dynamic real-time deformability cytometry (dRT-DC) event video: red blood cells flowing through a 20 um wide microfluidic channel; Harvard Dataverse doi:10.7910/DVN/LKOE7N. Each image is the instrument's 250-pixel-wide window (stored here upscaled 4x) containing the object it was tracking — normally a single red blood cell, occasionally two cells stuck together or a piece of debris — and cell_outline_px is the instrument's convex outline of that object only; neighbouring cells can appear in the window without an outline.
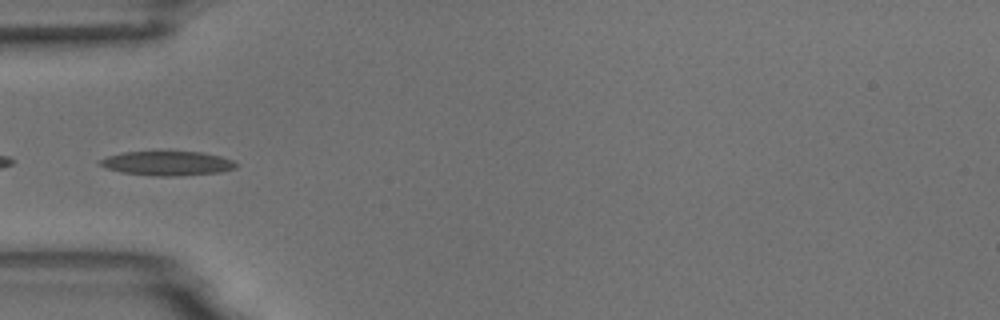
{"species": "common noctule bat (a hibernating species)", "species_latin": "Nyctalus noctula", "temperature_condition": "room temperature", "stored_images_in_passage": 9, "camera_frame_rate_fps": 3000, "um_per_image_px": 0.085, "animal": {"sex": "male", "body_mass_g": 18.8}, "frame": {"image": 1, "passage_image": 4, "time_ms": 3.667, "image_size_px": [1000, 320], "cell_outline_px": [[236, 168], [220, 172], [176, 176], [152, 176], [120, 172], [108, 168], [100, 164], [100, 160], [108, 156], [124, 152], [200, 152], [220, 156], [232, 160], [236, 164]], "centroid_in_image_um": [14.23, 13.89], "position_along_channel_um": 70.8, "area_um2": 19.02}}
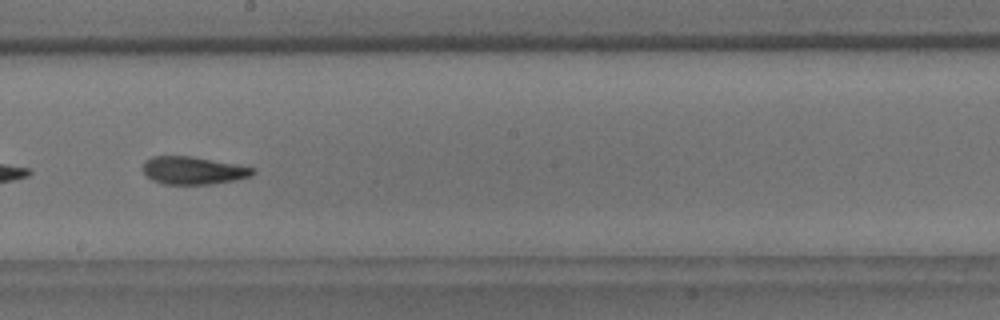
{"frame": {"image": 2, "passage_image": 8, "time_ms": 8.0, "image_size_px": [1000, 320], "cell_outline_px": [[256, 172], [252, 176], [236, 180], [212, 184], [164, 184], [152, 180], [144, 172], [144, 160], [152, 156], [188, 156], [236, 164], [256, 168]], "centroid_in_image_um": [16.46, 14.49], "position_along_channel_um": 231.7, "area_um2": 17.74}}